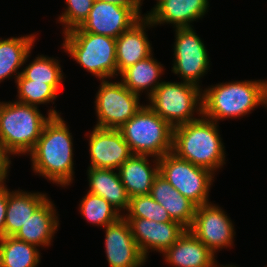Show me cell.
<instances>
[{
	"mask_svg": "<svg viewBox=\"0 0 267 267\" xmlns=\"http://www.w3.org/2000/svg\"><path fill=\"white\" fill-rule=\"evenodd\" d=\"M35 38L36 35L30 34L0 39V82L6 78L10 79L15 74L16 82V79L21 75V71L19 72L18 69L27 62Z\"/></svg>",
	"mask_w": 267,
	"mask_h": 267,
	"instance_id": "obj_25",
	"label": "cell"
},
{
	"mask_svg": "<svg viewBox=\"0 0 267 267\" xmlns=\"http://www.w3.org/2000/svg\"><path fill=\"white\" fill-rule=\"evenodd\" d=\"M96 93L95 111L97 123L95 127L119 129L132 118L143 106L139 95L131 92L121 81L101 80Z\"/></svg>",
	"mask_w": 267,
	"mask_h": 267,
	"instance_id": "obj_9",
	"label": "cell"
},
{
	"mask_svg": "<svg viewBox=\"0 0 267 267\" xmlns=\"http://www.w3.org/2000/svg\"><path fill=\"white\" fill-rule=\"evenodd\" d=\"M64 34L62 48L99 80L117 76L116 39L73 28Z\"/></svg>",
	"mask_w": 267,
	"mask_h": 267,
	"instance_id": "obj_5",
	"label": "cell"
},
{
	"mask_svg": "<svg viewBox=\"0 0 267 267\" xmlns=\"http://www.w3.org/2000/svg\"><path fill=\"white\" fill-rule=\"evenodd\" d=\"M105 253L110 267H142L147 261L122 216L105 228Z\"/></svg>",
	"mask_w": 267,
	"mask_h": 267,
	"instance_id": "obj_14",
	"label": "cell"
},
{
	"mask_svg": "<svg viewBox=\"0 0 267 267\" xmlns=\"http://www.w3.org/2000/svg\"><path fill=\"white\" fill-rule=\"evenodd\" d=\"M145 15L139 7L94 0L88 17L77 27L80 31L117 38Z\"/></svg>",
	"mask_w": 267,
	"mask_h": 267,
	"instance_id": "obj_11",
	"label": "cell"
},
{
	"mask_svg": "<svg viewBox=\"0 0 267 267\" xmlns=\"http://www.w3.org/2000/svg\"><path fill=\"white\" fill-rule=\"evenodd\" d=\"M48 116L38 106L17 101L4 102L0 109V144L8 155L27 154L38 141L45 124L52 116H60L53 108Z\"/></svg>",
	"mask_w": 267,
	"mask_h": 267,
	"instance_id": "obj_3",
	"label": "cell"
},
{
	"mask_svg": "<svg viewBox=\"0 0 267 267\" xmlns=\"http://www.w3.org/2000/svg\"><path fill=\"white\" fill-rule=\"evenodd\" d=\"M264 105V80L229 81L202 90V116L218 123Z\"/></svg>",
	"mask_w": 267,
	"mask_h": 267,
	"instance_id": "obj_4",
	"label": "cell"
},
{
	"mask_svg": "<svg viewBox=\"0 0 267 267\" xmlns=\"http://www.w3.org/2000/svg\"><path fill=\"white\" fill-rule=\"evenodd\" d=\"M122 214L124 218H144L155 222H177L171 219L167 210L156 202L150 194L131 197L127 214Z\"/></svg>",
	"mask_w": 267,
	"mask_h": 267,
	"instance_id": "obj_30",
	"label": "cell"
},
{
	"mask_svg": "<svg viewBox=\"0 0 267 267\" xmlns=\"http://www.w3.org/2000/svg\"><path fill=\"white\" fill-rule=\"evenodd\" d=\"M158 161L159 174L184 197L197 206L209 203L208 194L215 173L181 159L173 152L167 153Z\"/></svg>",
	"mask_w": 267,
	"mask_h": 267,
	"instance_id": "obj_8",
	"label": "cell"
},
{
	"mask_svg": "<svg viewBox=\"0 0 267 267\" xmlns=\"http://www.w3.org/2000/svg\"><path fill=\"white\" fill-rule=\"evenodd\" d=\"M218 124L201 116L196 121L174 127L172 152L212 173L221 169L226 153Z\"/></svg>",
	"mask_w": 267,
	"mask_h": 267,
	"instance_id": "obj_2",
	"label": "cell"
},
{
	"mask_svg": "<svg viewBox=\"0 0 267 267\" xmlns=\"http://www.w3.org/2000/svg\"><path fill=\"white\" fill-rule=\"evenodd\" d=\"M18 100L17 102L38 106L39 104L55 103L58 92L44 82H34L26 79L22 74L16 79Z\"/></svg>",
	"mask_w": 267,
	"mask_h": 267,
	"instance_id": "obj_29",
	"label": "cell"
},
{
	"mask_svg": "<svg viewBox=\"0 0 267 267\" xmlns=\"http://www.w3.org/2000/svg\"><path fill=\"white\" fill-rule=\"evenodd\" d=\"M152 26L151 21L144 16L116 38L117 76L129 66L153 54L152 44L145 32L147 27Z\"/></svg>",
	"mask_w": 267,
	"mask_h": 267,
	"instance_id": "obj_17",
	"label": "cell"
},
{
	"mask_svg": "<svg viewBox=\"0 0 267 267\" xmlns=\"http://www.w3.org/2000/svg\"><path fill=\"white\" fill-rule=\"evenodd\" d=\"M66 121L52 116L30 155L34 173L66 187L73 182V138Z\"/></svg>",
	"mask_w": 267,
	"mask_h": 267,
	"instance_id": "obj_1",
	"label": "cell"
},
{
	"mask_svg": "<svg viewBox=\"0 0 267 267\" xmlns=\"http://www.w3.org/2000/svg\"><path fill=\"white\" fill-rule=\"evenodd\" d=\"M3 103H4V102H0V109H1V107H2V105H3Z\"/></svg>",
	"mask_w": 267,
	"mask_h": 267,
	"instance_id": "obj_37",
	"label": "cell"
},
{
	"mask_svg": "<svg viewBox=\"0 0 267 267\" xmlns=\"http://www.w3.org/2000/svg\"><path fill=\"white\" fill-rule=\"evenodd\" d=\"M119 130L133 155L159 159L173 150V127L147 104Z\"/></svg>",
	"mask_w": 267,
	"mask_h": 267,
	"instance_id": "obj_6",
	"label": "cell"
},
{
	"mask_svg": "<svg viewBox=\"0 0 267 267\" xmlns=\"http://www.w3.org/2000/svg\"><path fill=\"white\" fill-rule=\"evenodd\" d=\"M55 204L48 198L23 224L15 238L35 246L48 247L58 231L59 218Z\"/></svg>",
	"mask_w": 267,
	"mask_h": 267,
	"instance_id": "obj_19",
	"label": "cell"
},
{
	"mask_svg": "<svg viewBox=\"0 0 267 267\" xmlns=\"http://www.w3.org/2000/svg\"><path fill=\"white\" fill-rule=\"evenodd\" d=\"M8 188L6 186L0 188V238L4 237V227L7 211Z\"/></svg>",
	"mask_w": 267,
	"mask_h": 267,
	"instance_id": "obj_33",
	"label": "cell"
},
{
	"mask_svg": "<svg viewBox=\"0 0 267 267\" xmlns=\"http://www.w3.org/2000/svg\"><path fill=\"white\" fill-rule=\"evenodd\" d=\"M189 230L213 253L231 247L235 229L224 210L217 205L197 206L194 221Z\"/></svg>",
	"mask_w": 267,
	"mask_h": 267,
	"instance_id": "obj_12",
	"label": "cell"
},
{
	"mask_svg": "<svg viewBox=\"0 0 267 267\" xmlns=\"http://www.w3.org/2000/svg\"><path fill=\"white\" fill-rule=\"evenodd\" d=\"M10 156L6 153L2 145L0 144V188L6 186L5 179L8 177V173L11 165Z\"/></svg>",
	"mask_w": 267,
	"mask_h": 267,
	"instance_id": "obj_32",
	"label": "cell"
},
{
	"mask_svg": "<svg viewBox=\"0 0 267 267\" xmlns=\"http://www.w3.org/2000/svg\"><path fill=\"white\" fill-rule=\"evenodd\" d=\"M208 0H160L145 16L152 25L172 24L174 28L192 27L190 23L208 12Z\"/></svg>",
	"mask_w": 267,
	"mask_h": 267,
	"instance_id": "obj_16",
	"label": "cell"
},
{
	"mask_svg": "<svg viewBox=\"0 0 267 267\" xmlns=\"http://www.w3.org/2000/svg\"><path fill=\"white\" fill-rule=\"evenodd\" d=\"M165 261L175 267H215L217 261L207 246L189 229L164 253Z\"/></svg>",
	"mask_w": 267,
	"mask_h": 267,
	"instance_id": "obj_18",
	"label": "cell"
},
{
	"mask_svg": "<svg viewBox=\"0 0 267 267\" xmlns=\"http://www.w3.org/2000/svg\"><path fill=\"white\" fill-rule=\"evenodd\" d=\"M37 246L19 240L14 236L0 238L1 267H37L40 263Z\"/></svg>",
	"mask_w": 267,
	"mask_h": 267,
	"instance_id": "obj_26",
	"label": "cell"
},
{
	"mask_svg": "<svg viewBox=\"0 0 267 267\" xmlns=\"http://www.w3.org/2000/svg\"><path fill=\"white\" fill-rule=\"evenodd\" d=\"M229 265H230V264H228V265H226V266H223V265H222V266H221V265L217 266V264H216L215 267H220V266H221V267H237V266H234V265H230V266H229Z\"/></svg>",
	"mask_w": 267,
	"mask_h": 267,
	"instance_id": "obj_36",
	"label": "cell"
},
{
	"mask_svg": "<svg viewBox=\"0 0 267 267\" xmlns=\"http://www.w3.org/2000/svg\"><path fill=\"white\" fill-rule=\"evenodd\" d=\"M163 65L153 58V54L144 60L138 61L120 73L121 82L135 94L141 96V92L147 91L149 98L154 90L161 84ZM161 81V82H159ZM149 91V92H148Z\"/></svg>",
	"mask_w": 267,
	"mask_h": 267,
	"instance_id": "obj_24",
	"label": "cell"
},
{
	"mask_svg": "<svg viewBox=\"0 0 267 267\" xmlns=\"http://www.w3.org/2000/svg\"><path fill=\"white\" fill-rule=\"evenodd\" d=\"M149 155H132L118 169L121 182L129 197L150 194L152 184L159 174L158 158H153V167L149 165Z\"/></svg>",
	"mask_w": 267,
	"mask_h": 267,
	"instance_id": "obj_20",
	"label": "cell"
},
{
	"mask_svg": "<svg viewBox=\"0 0 267 267\" xmlns=\"http://www.w3.org/2000/svg\"><path fill=\"white\" fill-rule=\"evenodd\" d=\"M172 72L183 82L200 86L198 81L210 68L207 49L192 27L175 28Z\"/></svg>",
	"mask_w": 267,
	"mask_h": 267,
	"instance_id": "obj_10",
	"label": "cell"
},
{
	"mask_svg": "<svg viewBox=\"0 0 267 267\" xmlns=\"http://www.w3.org/2000/svg\"><path fill=\"white\" fill-rule=\"evenodd\" d=\"M48 199L39 192H15L8 189L4 236H14L30 216Z\"/></svg>",
	"mask_w": 267,
	"mask_h": 267,
	"instance_id": "obj_23",
	"label": "cell"
},
{
	"mask_svg": "<svg viewBox=\"0 0 267 267\" xmlns=\"http://www.w3.org/2000/svg\"><path fill=\"white\" fill-rule=\"evenodd\" d=\"M79 209L81 215L84 216L89 223L96 224L103 228L118 221L123 216L103 197L88 191L82 198V201H80Z\"/></svg>",
	"mask_w": 267,
	"mask_h": 267,
	"instance_id": "obj_27",
	"label": "cell"
},
{
	"mask_svg": "<svg viewBox=\"0 0 267 267\" xmlns=\"http://www.w3.org/2000/svg\"><path fill=\"white\" fill-rule=\"evenodd\" d=\"M88 192L103 197L120 213L128 209L130 197L121 182L118 170L88 167Z\"/></svg>",
	"mask_w": 267,
	"mask_h": 267,
	"instance_id": "obj_22",
	"label": "cell"
},
{
	"mask_svg": "<svg viewBox=\"0 0 267 267\" xmlns=\"http://www.w3.org/2000/svg\"><path fill=\"white\" fill-rule=\"evenodd\" d=\"M89 134V167L118 170L133 155L119 129L94 126Z\"/></svg>",
	"mask_w": 267,
	"mask_h": 267,
	"instance_id": "obj_13",
	"label": "cell"
},
{
	"mask_svg": "<svg viewBox=\"0 0 267 267\" xmlns=\"http://www.w3.org/2000/svg\"><path fill=\"white\" fill-rule=\"evenodd\" d=\"M61 65L55 58L40 55L27 64L21 74L34 82L50 84L57 92L60 91L64 74Z\"/></svg>",
	"mask_w": 267,
	"mask_h": 267,
	"instance_id": "obj_28",
	"label": "cell"
},
{
	"mask_svg": "<svg viewBox=\"0 0 267 267\" xmlns=\"http://www.w3.org/2000/svg\"><path fill=\"white\" fill-rule=\"evenodd\" d=\"M264 107L267 108V80H264Z\"/></svg>",
	"mask_w": 267,
	"mask_h": 267,
	"instance_id": "obj_35",
	"label": "cell"
},
{
	"mask_svg": "<svg viewBox=\"0 0 267 267\" xmlns=\"http://www.w3.org/2000/svg\"><path fill=\"white\" fill-rule=\"evenodd\" d=\"M136 244L147 259L149 250L164 253L185 232L179 222H155L144 218H125Z\"/></svg>",
	"mask_w": 267,
	"mask_h": 267,
	"instance_id": "obj_15",
	"label": "cell"
},
{
	"mask_svg": "<svg viewBox=\"0 0 267 267\" xmlns=\"http://www.w3.org/2000/svg\"><path fill=\"white\" fill-rule=\"evenodd\" d=\"M107 3L118 4L123 7H139L143 4L142 0H100Z\"/></svg>",
	"mask_w": 267,
	"mask_h": 267,
	"instance_id": "obj_34",
	"label": "cell"
},
{
	"mask_svg": "<svg viewBox=\"0 0 267 267\" xmlns=\"http://www.w3.org/2000/svg\"><path fill=\"white\" fill-rule=\"evenodd\" d=\"M94 0H66V9L57 20L64 27L63 33L79 27L88 17Z\"/></svg>",
	"mask_w": 267,
	"mask_h": 267,
	"instance_id": "obj_31",
	"label": "cell"
},
{
	"mask_svg": "<svg viewBox=\"0 0 267 267\" xmlns=\"http://www.w3.org/2000/svg\"><path fill=\"white\" fill-rule=\"evenodd\" d=\"M150 195L163 206L172 220L189 229L194 221L197 205L184 197L162 175L155 178Z\"/></svg>",
	"mask_w": 267,
	"mask_h": 267,
	"instance_id": "obj_21",
	"label": "cell"
},
{
	"mask_svg": "<svg viewBox=\"0 0 267 267\" xmlns=\"http://www.w3.org/2000/svg\"><path fill=\"white\" fill-rule=\"evenodd\" d=\"M148 99V106L173 128L199 119L195 112L202 116V88L192 83L162 81Z\"/></svg>",
	"mask_w": 267,
	"mask_h": 267,
	"instance_id": "obj_7",
	"label": "cell"
}]
</instances>
